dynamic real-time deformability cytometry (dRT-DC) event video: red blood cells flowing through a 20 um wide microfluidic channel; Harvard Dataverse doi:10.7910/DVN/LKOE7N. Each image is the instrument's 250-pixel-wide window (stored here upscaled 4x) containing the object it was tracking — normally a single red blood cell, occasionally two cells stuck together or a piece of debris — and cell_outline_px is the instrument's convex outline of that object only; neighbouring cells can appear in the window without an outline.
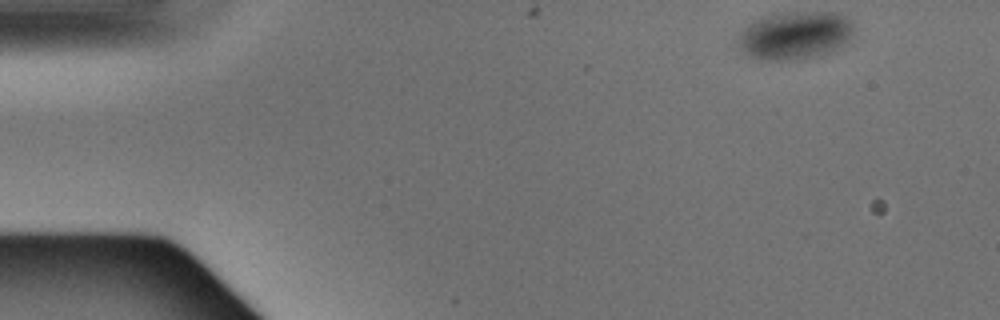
{"species": "Egyptian fruit bat (a non-hibernating species)", "species_latin": "Rousettus aegyptiacus", "temperature_condition": "warm", "stored_images_in_passage": 4, "camera_frame_rate_fps": 3000, "um_per_image_px": 0.085, "animal": {"sex": "male"}, "frame": {"image": 1, "passage_image": 1, "time_ms": 0.0, "image_size_px": [1000, 320], "cell_outline_px": [[852, 36], [844, 44], [828, 52], [812, 56], [780, 60], [768, 60], [752, 56], [744, 52], [740, 48], [740, 32], [748, 24], [764, 16], [776, 12], [840, 12], [848, 16], [852, 20]], "centroid_in_image_um": [67.61, 2.95], "position_along_channel_um": 17.4, "area_um2": 31.96}}